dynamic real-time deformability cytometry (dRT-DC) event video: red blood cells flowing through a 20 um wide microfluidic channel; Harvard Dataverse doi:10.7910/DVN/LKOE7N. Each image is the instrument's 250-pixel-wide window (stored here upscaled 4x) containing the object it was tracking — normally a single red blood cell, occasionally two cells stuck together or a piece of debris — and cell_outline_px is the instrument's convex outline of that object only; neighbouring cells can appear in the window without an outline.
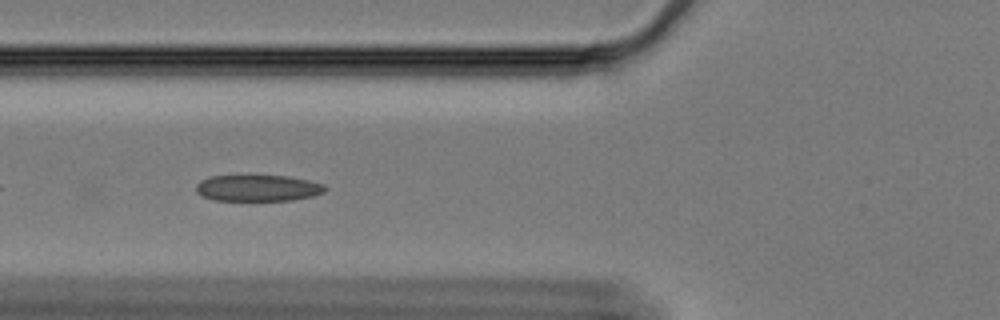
{"species": "Egyptian fruit bat (a non-hibernating species)", "species_latin": "Rousettus aegyptiacus", "temperature_condition": "cold", "stored_images_in_passage": 31, "camera_frame_rate_fps": 3000, "um_per_image_px": 0.085, "animal": {"sex": "female"}, "frame": {"image": 1, "passage_image": 6, "time_ms": 1.667, "image_size_px": [1000, 320], "cell_outline_px": [[328, 188], [324, 192], [312, 196], [292, 200], [212, 200], [200, 196], [196, 192], [196, 184], [200, 180], [208, 176], [236, 172], [288, 176], [308, 180], [324, 184]], "centroid_in_image_um": [21.83, 15.92], "position_along_channel_um": 104.0, "area_um2": 21.04}}
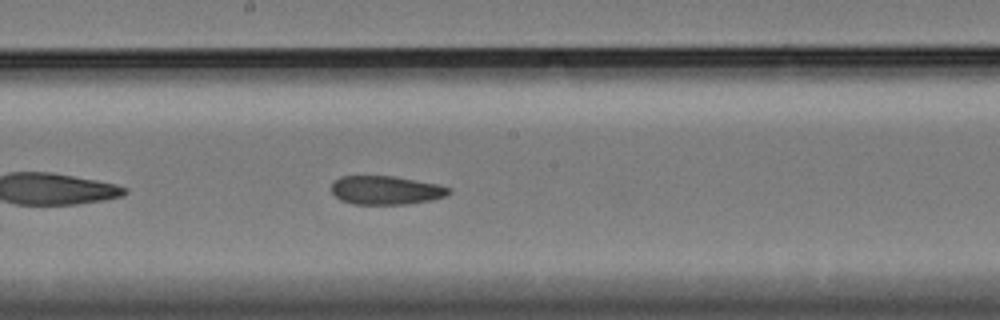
{"frame": {"image": 2, "passage_image": 16, "time_ms": 5.0, "image_size_px": [1000, 320], "cell_outline_px": [[452, 192], [448, 196], [432, 200], [408, 204], [352, 204], [340, 200], [332, 192], [332, 180], [340, 176], [392, 176], [440, 184], [452, 188]], "centroid_in_image_um": [32.84, 16.17], "position_along_channel_um": 215.4, "area_um2": 19.94}}
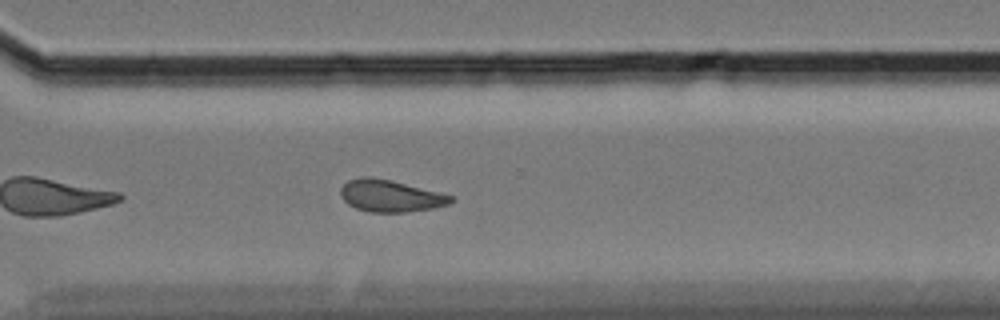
{"frame": {"image": 3, "passage_image": 27, "time_ms": 8.667, "image_size_px": [1000, 320], "cell_outline_px": [[456, 200], [448, 204], [432, 208], [404, 212], [368, 212], [356, 208], [348, 204], [340, 196], [340, 188], [348, 180], [360, 176], [368, 176], [388, 180], [440, 192], [456, 196]], "centroid_in_image_um": [33.18, 16.65], "position_along_channel_um": 337.4, "area_um2": 20.52}, "authors_computed_cell_mechanics": {"area_um2": 20.6346, "velocity_mm_per_s": 3.3297, "shape_relaxation_time_tau1_ms": null, "shape_relaxation_time_tau2_ms": 4.1907, "deformation_change_tau1": null, "deformation_change_tau2": 0.0924}}